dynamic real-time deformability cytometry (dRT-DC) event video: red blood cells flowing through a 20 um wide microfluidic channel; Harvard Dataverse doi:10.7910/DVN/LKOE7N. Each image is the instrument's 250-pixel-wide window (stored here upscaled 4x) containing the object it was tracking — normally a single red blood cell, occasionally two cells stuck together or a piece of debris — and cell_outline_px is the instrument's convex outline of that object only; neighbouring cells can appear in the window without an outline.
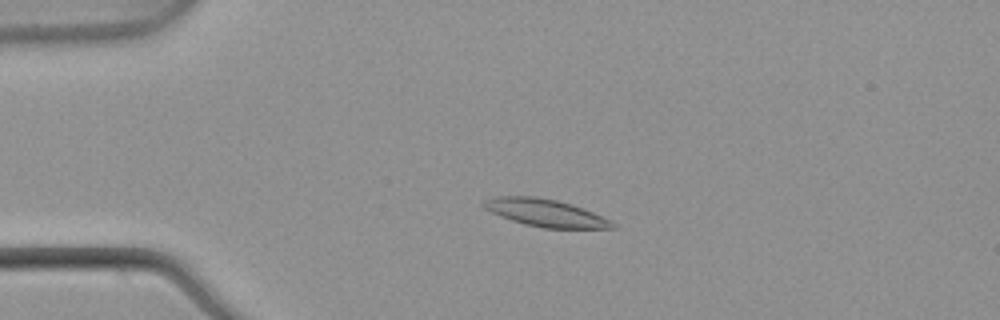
{"species": "common noctule bat (a hibernating species)", "species_latin": "Nyctalus noctula", "temperature_condition": "warm", "stored_images_in_passage": 51, "camera_frame_rate_fps": 3000, "um_per_image_px": 0.085, "animal": {"sex": "male", "body_mass_g": 21.5, "forearm_length_mm": 52.0}, "frame": {"image": 1, "passage_image": 10, "time_ms": 3.0, "image_size_px": [1000, 320], "cell_outline_px": [[616, 228], [544, 228], [524, 224], [500, 216], [484, 208], [480, 204], [484, 200], [496, 196], [536, 196], [556, 200], [572, 204], [584, 208], [616, 224]], "centroid_in_image_um": [46.32, 18.08], "position_along_channel_um": 38.7, "area_um2": 20.46}}
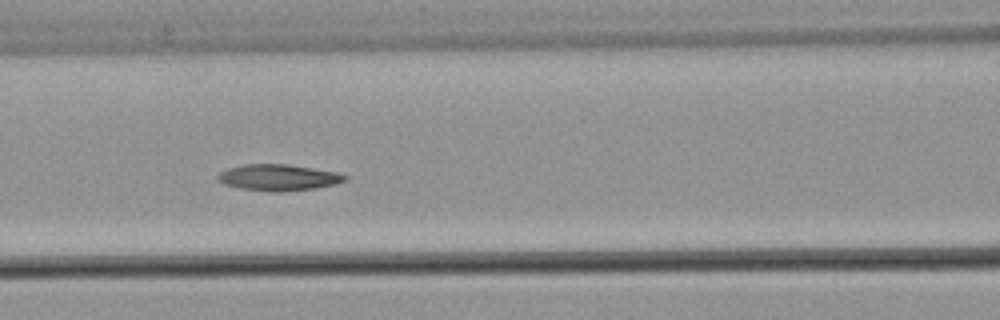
{"frame": {"image": 2, "passage_image": 21, "time_ms": 6.667, "image_size_px": [1000, 320], "cell_outline_px": [[348, 180], [336, 184], [312, 188], [280, 192], [268, 192], [240, 188], [224, 184], [216, 180], [216, 176], [220, 172], [228, 168], [244, 164], [288, 164], [336, 172], [348, 176]], "centroid_in_image_um": [23.64, 15.09], "position_along_channel_um": 143.0, "area_um2": 19.54}}
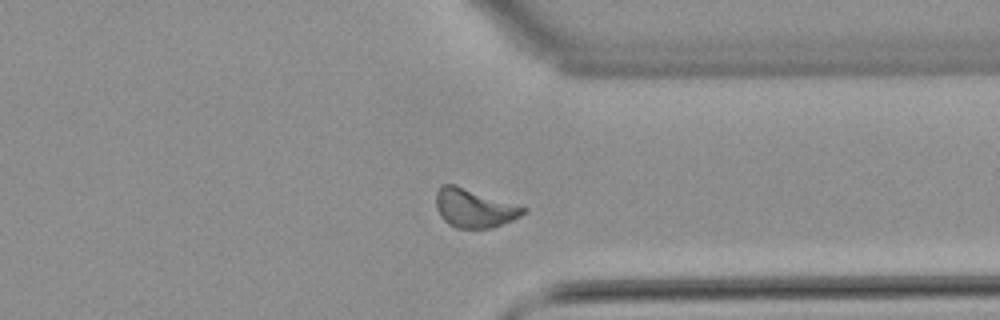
{"frame": {"image": 3, "passage_image": 39, "time_ms": 12.667, "image_size_px": [1000, 320], "cell_outline_px": [[528, 208], [520, 216], [512, 220], [492, 228], [456, 228], [448, 224], [440, 216], [436, 208], [436, 192], [440, 184], [456, 184]], "centroid_in_image_um": [40.27, 17.68], "position_along_channel_um": 371.1, "area_um2": 19.77}, "authors_computed_cell_mechanics": {"area_um2": 19.3052, "velocity_mm_per_s": 3.8307, "shape_relaxation_time_tau1_ms": 8.9501, "shape_relaxation_time_tau2_ms": 4.3656, "deformation_change_tau1": 0.1906, "deformation_change_tau2": 0.113}}